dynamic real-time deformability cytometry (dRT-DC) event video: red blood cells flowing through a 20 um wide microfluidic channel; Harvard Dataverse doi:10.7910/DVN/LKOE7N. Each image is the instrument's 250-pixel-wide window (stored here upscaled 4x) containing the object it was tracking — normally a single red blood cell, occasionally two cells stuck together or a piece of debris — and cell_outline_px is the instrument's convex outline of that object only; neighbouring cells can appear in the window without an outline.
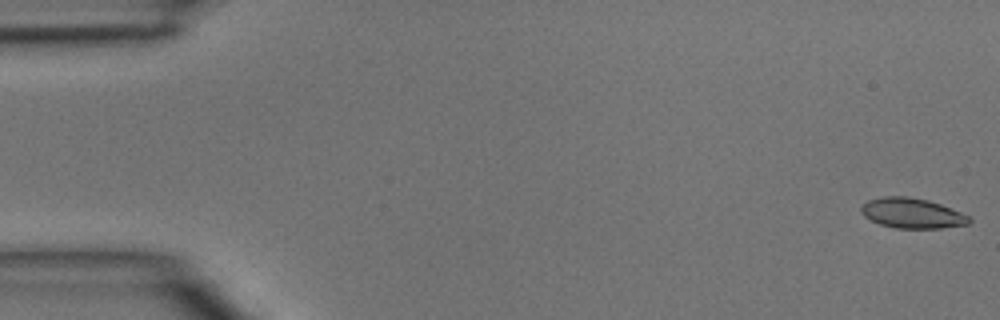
{"species": "common noctule bat (a hibernating species)", "species_latin": "Nyctalus noctula", "temperature_condition": "room temperature", "stored_images_in_passage": 47, "camera_frame_rate_fps": 3000, "um_per_image_px": 0.085, "animal": {"sex": "male", "body_mass_g": 15.6}, "frame": {"image": 1, "passage_image": 1, "time_ms": 0.0, "image_size_px": [1000, 320], "cell_outline_px": [[972, 220], [968, 224], [940, 228], [896, 228], [880, 224], [864, 216], [860, 212], [860, 208], [868, 200], [884, 196], [908, 196], [928, 200], [940, 204], [960, 212], [968, 216]], "centroid_in_image_um": [77.51, 18.12], "position_along_channel_um": 7.5, "area_um2": 18.84}}
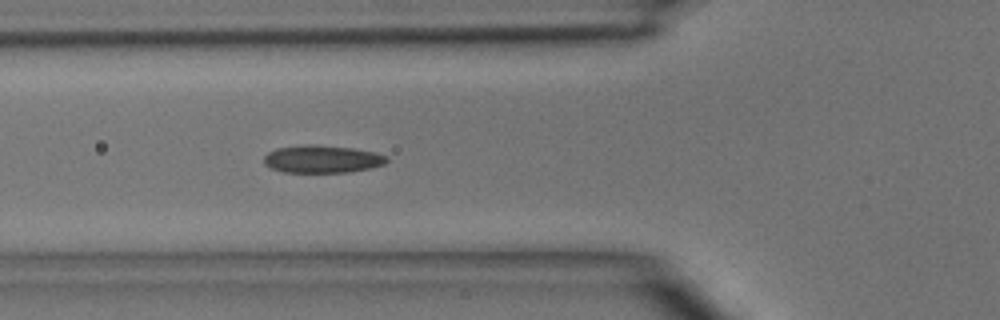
{"frame": {"image": 2, "passage_image": 17, "time_ms": 5.333, "image_size_px": [1000, 320], "cell_outline_px": [[388, 160], [384, 164], [368, 168], [348, 172], [284, 172], [272, 168], [264, 164], [264, 156], [268, 152], [276, 148], [304, 144], [316, 144], [352, 148], [376, 152], [388, 156]], "centroid_in_image_um": [27.37, 13.5], "position_along_channel_um": 98.4, "area_um2": 19.83}}
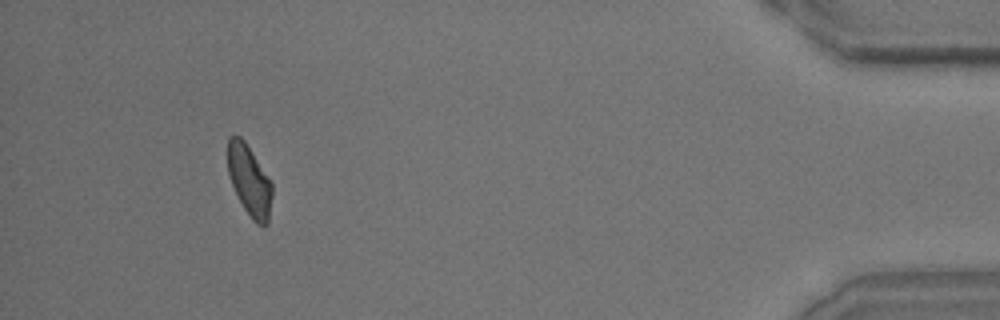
{"frame": {"image": 3, "passage_image": 44, "time_ms": 14.333, "image_size_px": [1000, 320], "cell_outline_px": [[272, 196], [268, 224], [264, 228], [256, 224], [252, 220], [244, 208], [232, 184], [228, 172], [228, 136], [240, 136], [244, 140], [272, 184]], "centroid_in_image_um": [21.21, 15.39], "position_along_channel_um": 414.0, "area_um2": 18.03}}